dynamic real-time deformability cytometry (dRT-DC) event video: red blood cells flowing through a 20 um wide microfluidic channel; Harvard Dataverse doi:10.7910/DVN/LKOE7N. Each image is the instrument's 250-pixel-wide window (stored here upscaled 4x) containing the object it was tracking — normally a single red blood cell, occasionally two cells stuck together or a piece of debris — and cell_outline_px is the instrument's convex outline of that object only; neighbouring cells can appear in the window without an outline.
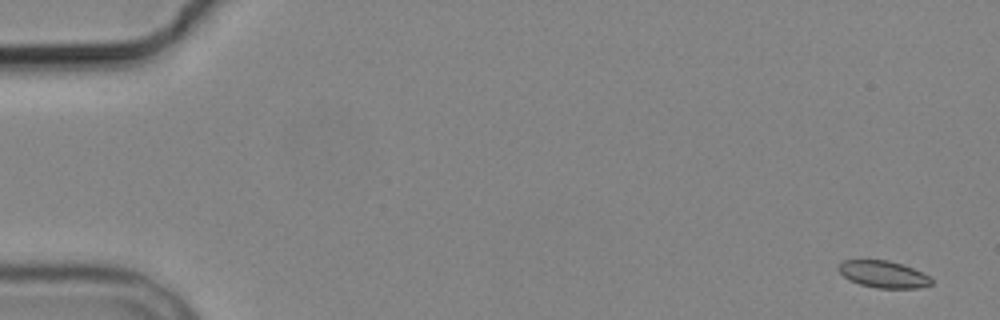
{"species": "common noctule bat (a hibernating species)", "species_latin": "Nyctalus noctula", "temperature_condition": "cold", "stored_images_in_passage": 5, "camera_frame_rate_fps": 3000, "um_per_image_px": 0.085, "animal": {"sex": "male", "body_mass_g": 19.2, "forearm_length_mm": 51.8}, "frame": {"image": 1, "passage_image": 1, "time_ms": 0.0, "image_size_px": [1000, 320], "cell_outline_px": [[932, 284], [916, 288], [876, 288], [860, 284], [848, 280], [836, 268], [844, 260], [888, 260], [912, 268], [928, 276], [932, 280]], "centroid_in_image_um": [75.04, 23.32], "position_along_channel_um": 10.0, "area_um2": 14.39}}
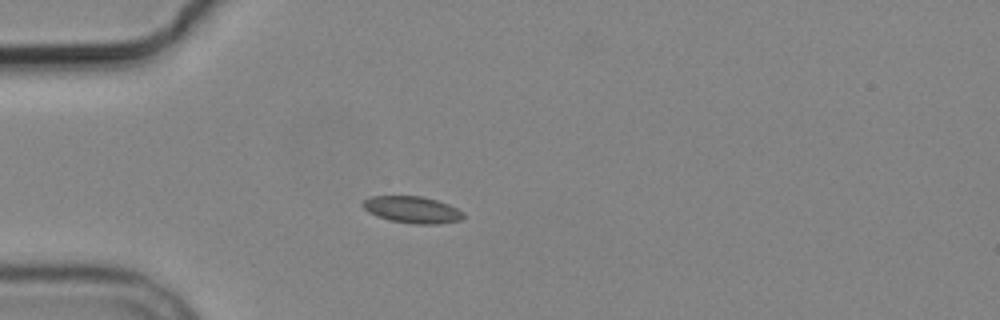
{"frame": {"image": 2, "passage_image": 5, "time_ms": 4.667, "image_size_px": [1000, 320], "cell_outline_px": [[464, 216], [460, 220], [440, 224], [416, 224], [392, 220], [376, 216], [368, 212], [360, 204], [364, 200], [372, 196], [420, 196], [436, 200], [448, 204], [464, 212]], "centroid_in_image_um": [35.04, 17.82], "position_along_channel_um": 50.0, "area_um2": 15.61}}